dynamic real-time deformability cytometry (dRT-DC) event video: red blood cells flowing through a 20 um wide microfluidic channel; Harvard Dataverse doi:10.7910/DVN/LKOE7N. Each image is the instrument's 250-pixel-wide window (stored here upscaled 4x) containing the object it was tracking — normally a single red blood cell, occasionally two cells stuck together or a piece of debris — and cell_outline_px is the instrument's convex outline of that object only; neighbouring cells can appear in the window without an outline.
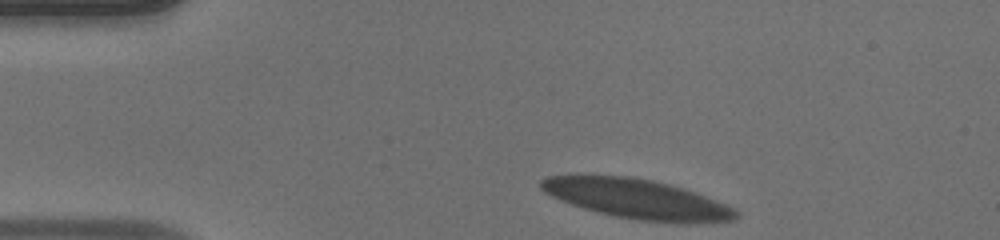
{"species": "human", "species_latin": "Homo sapiens", "temperature_condition": "warm", "stored_images_in_passage": 43, "camera_frame_rate_fps": 3000, "um_per_image_px": 0.085, "donor": {"sex": "male"}, "frame": {"image": 1, "passage_image": 1, "time_ms": 0.0, "image_size_px": [1000, 240], "cell_outline_px": [[740, 216], [732, 220], [688, 224], [640, 220], [616, 216], [584, 208], [572, 204], [552, 196], [540, 188], [540, 180], [548, 176], [632, 176], [652, 180], [668, 184], [696, 192], [724, 204], [740, 212]], "centroid_in_image_um": [54.2, 16.92], "position_along_channel_um": 30.8, "area_um2": 44.39}}
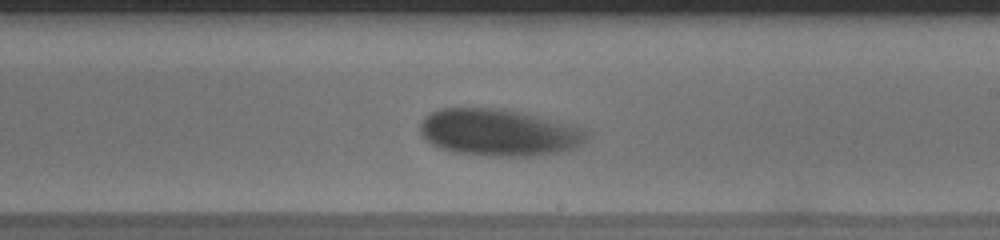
{"frame": {"image": 2, "passage_image": 22, "time_ms": 7.0, "image_size_px": [1000, 240], "cell_outline_px": [[588, 136], [576, 148], [560, 152], [540, 156], [488, 156], [456, 152], [440, 148], [432, 144], [420, 132], [420, 120], [428, 112], [440, 108], [500, 108], [540, 116], [576, 124], [584, 128], [588, 132]], "centroid_in_image_um": [42.44, 11.25], "position_along_channel_um": 246.6, "area_um2": 46.18}}
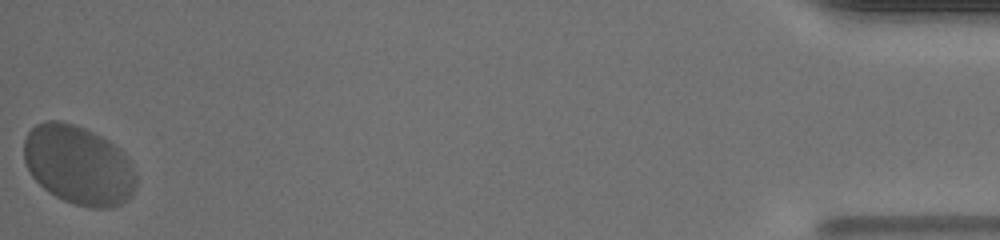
{"frame": {"image": 3, "passage_image": 43, "time_ms": 14.0, "image_size_px": [1000, 240], "cell_outline_px": [[136, 184], [132, 196], [120, 204], [112, 208], [88, 208], [72, 204], [48, 192], [32, 176], [24, 160], [24, 140], [28, 132], [36, 124], [44, 120], [60, 120], [84, 128], [108, 140], [124, 152], [132, 164], [136, 176]], "centroid_in_image_um": [6.68, 14.04], "position_along_channel_um": 428.5, "area_um2": 52.02}, "authors_computed_cell_mechanics": {"area_um2": 45.8932, "velocity_mm_per_s": 3.9304, "shape_relaxation_time_tau1_ms": 3.2417, "shape_relaxation_time_tau2_ms": null, "deformation_change_tau1": 0.1246, "deformation_change_tau2": null}}